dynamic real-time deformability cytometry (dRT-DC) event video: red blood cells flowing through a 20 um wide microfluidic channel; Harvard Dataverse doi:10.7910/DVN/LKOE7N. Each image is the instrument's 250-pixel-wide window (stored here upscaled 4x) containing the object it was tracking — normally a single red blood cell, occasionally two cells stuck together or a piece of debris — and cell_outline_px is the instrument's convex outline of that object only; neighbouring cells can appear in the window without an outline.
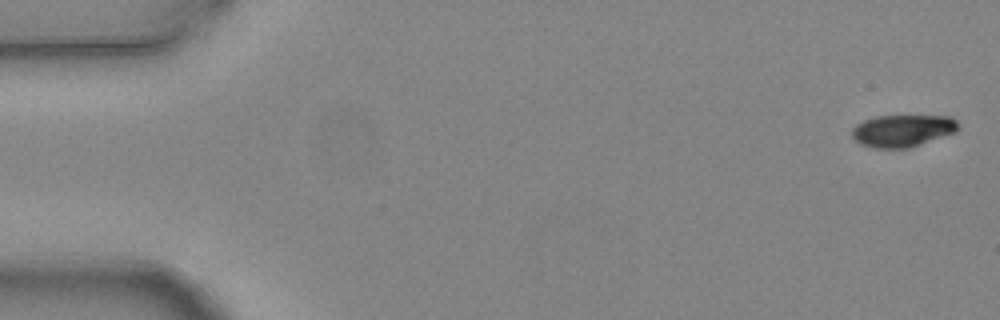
{"species": "common noctule bat (a hibernating species)", "species_latin": "Nyctalus noctula", "temperature_condition": "warm", "stored_images_in_passage": 5, "camera_frame_rate_fps": 3000, "um_per_image_px": 0.085, "animal": {"sex": "female", "body_mass_g": 24.6, "forearm_length_mm": 56.2}, "frame": {"image": 1, "passage_image": 1, "time_ms": 0.0, "image_size_px": [1000, 320], "cell_outline_px": [[960, 128], [956, 132], [908, 148], [872, 148], [860, 144], [852, 136], [852, 128], [856, 124], [864, 120], [876, 116], [952, 116], [960, 124]], "centroid_in_image_um": [76.73, 11.1], "position_along_channel_um": 8.3, "area_um2": 20.0}}
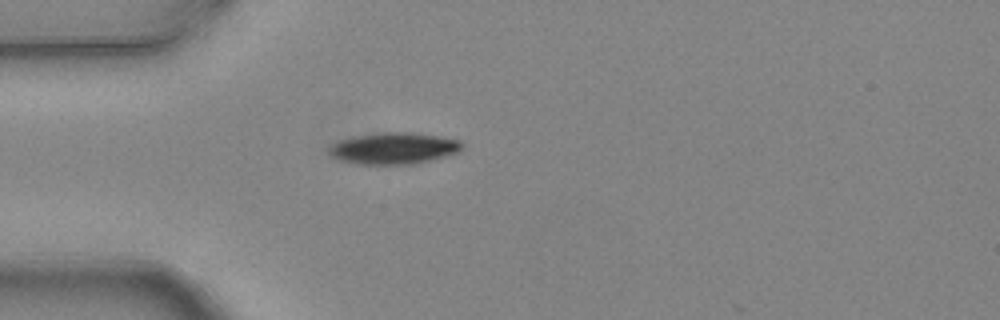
{"frame": {"image": 2, "passage_image": 5, "time_ms": 1.333, "image_size_px": [1000, 320], "cell_outline_px": [[464, 148], [460, 152], [432, 160], [416, 164], [360, 164], [340, 160], [332, 156], [328, 152], [328, 148], [332, 144], [340, 140], [352, 136], [380, 132], [412, 132], [460, 140], [464, 144]], "centroid_in_image_um": [33.49, 12.6], "position_along_channel_um": 51.5, "area_um2": 24.68}}